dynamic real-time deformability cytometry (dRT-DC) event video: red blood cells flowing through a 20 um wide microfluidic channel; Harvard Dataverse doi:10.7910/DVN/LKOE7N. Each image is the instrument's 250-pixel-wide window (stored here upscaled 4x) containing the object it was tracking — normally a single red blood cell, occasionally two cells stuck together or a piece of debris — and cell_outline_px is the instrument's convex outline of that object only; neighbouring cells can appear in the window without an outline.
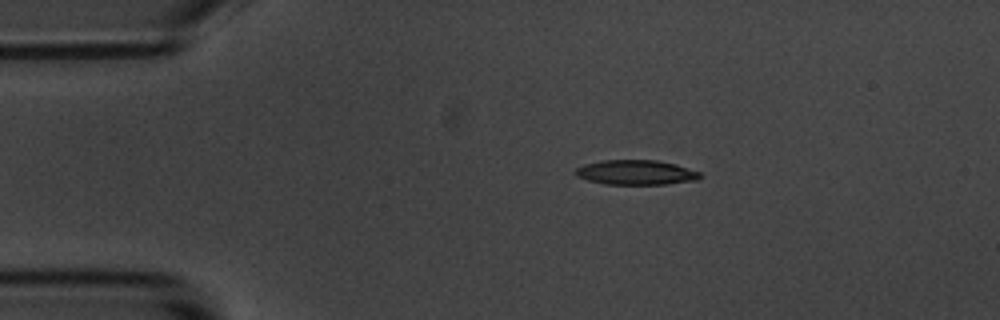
{"species": "common noctule bat (a hibernating species)", "species_latin": "Nyctalus noctula", "temperature_condition": "room temperature", "stored_images_in_passage": 2, "camera_frame_rate_fps": 3000, "um_per_image_px": 0.085, "animal": {"sex": "male", "body_mass_g": 20.1, "forearm_length_mm": 53.5}, "frame": {"image": 1, "passage_image": 1, "time_ms": 0.0, "image_size_px": [1000, 320], "cell_outline_px": [[704, 176], [696, 180], [664, 184], [604, 184], [588, 180], [576, 176], [572, 172], [576, 168], [584, 164], [604, 160], [656, 160], [676, 164], [700, 172]], "centroid_in_image_um": [54.04, 14.65], "position_along_channel_um": 31.0, "area_um2": 18.03}}